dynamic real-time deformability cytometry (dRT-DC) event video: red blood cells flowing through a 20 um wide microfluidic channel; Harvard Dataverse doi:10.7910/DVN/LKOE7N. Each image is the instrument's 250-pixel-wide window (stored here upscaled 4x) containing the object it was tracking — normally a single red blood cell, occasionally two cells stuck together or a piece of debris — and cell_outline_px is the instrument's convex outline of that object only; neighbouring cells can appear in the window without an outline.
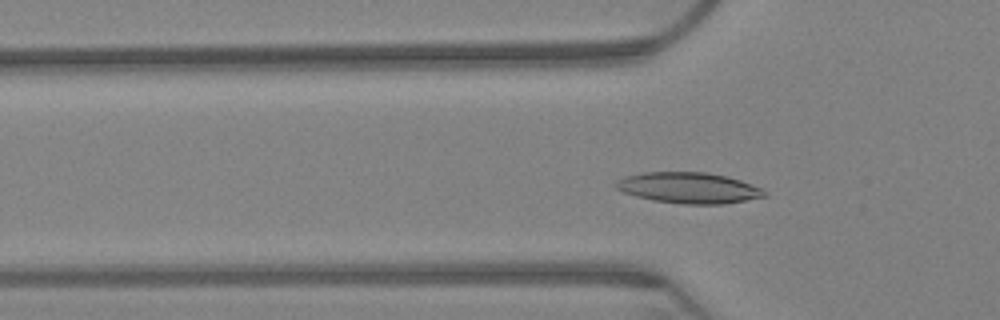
{"species": "Egyptian fruit bat (a non-hibernating species)", "species_latin": "Rousettus aegyptiacus", "temperature_condition": "warm", "stored_images_in_passage": 60, "camera_frame_rate_fps": 3000, "um_per_image_px": 0.085, "animal": {"sex": "female"}, "frame": {"image": 1, "passage_image": 20, "time_ms": 6.333, "image_size_px": [1000, 320], "cell_outline_px": [[768, 196], [724, 204], [684, 204], [652, 200], [636, 196], [624, 192], [616, 188], [612, 184], [616, 180], [624, 176], [644, 172], [708, 172], [728, 176], [740, 180], [760, 188], [768, 192]], "centroid_in_image_um": [58.53, 15.96], "position_along_channel_um": 67.3, "area_um2": 26.93}}
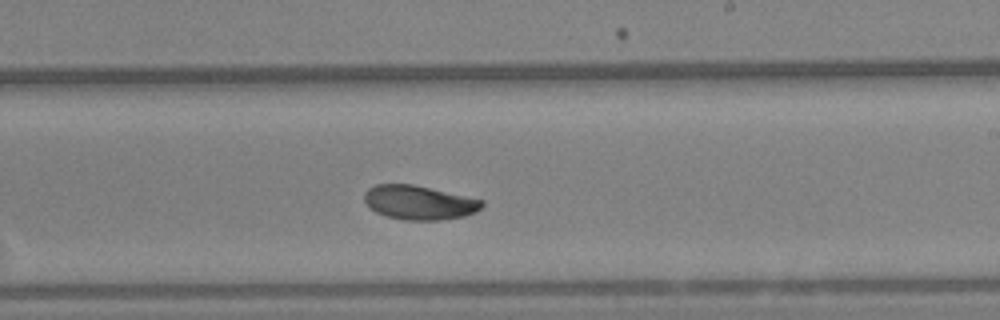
{"frame": {"image": 2, "passage_image": 38, "time_ms": 12.333, "image_size_px": [1000, 320], "cell_outline_px": [[484, 204], [476, 212], [464, 216], [440, 220], [408, 220], [388, 216], [376, 212], [364, 200], [364, 192], [368, 188], [376, 184], [412, 184], [484, 200]], "centroid_in_image_um": [35.63, 17.21], "position_along_channel_um": 253.4, "area_um2": 23.18}}
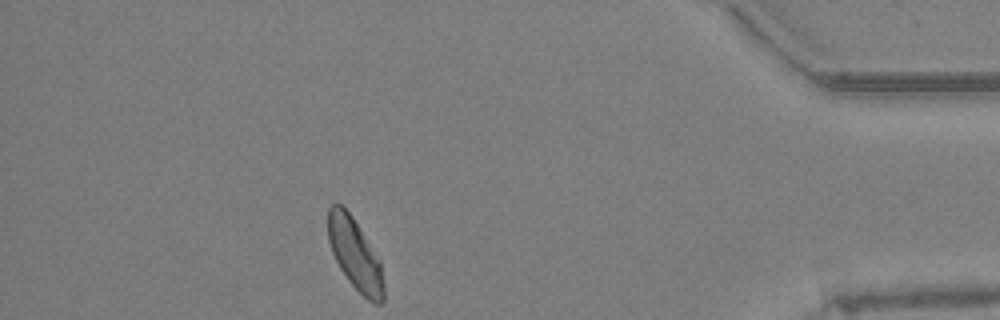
{"frame": {"image": 3, "passage_image": 57, "time_ms": 18.667, "image_size_px": [1000, 320], "cell_outline_px": [[384, 300], [380, 304], [376, 304], [368, 300], [348, 280], [340, 268], [332, 252], [328, 240], [328, 208], [332, 204], [340, 204], [352, 216], [380, 260], [384, 284]], "centroid_in_image_um": [30.18, 21.62], "position_along_channel_um": 405.0, "area_um2": 22.89}, "authors_computed_cell_mechanics": {"area_um2": 24.0448, "velocity_mm_per_s": 3.1164, "shape_relaxation_time_tau1_ms": 3.163, "shape_relaxation_time_tau2_ms": 11.1807, "deformation_change_tau1": 0.1055, "deformation_change_tau2": 0.1124}}